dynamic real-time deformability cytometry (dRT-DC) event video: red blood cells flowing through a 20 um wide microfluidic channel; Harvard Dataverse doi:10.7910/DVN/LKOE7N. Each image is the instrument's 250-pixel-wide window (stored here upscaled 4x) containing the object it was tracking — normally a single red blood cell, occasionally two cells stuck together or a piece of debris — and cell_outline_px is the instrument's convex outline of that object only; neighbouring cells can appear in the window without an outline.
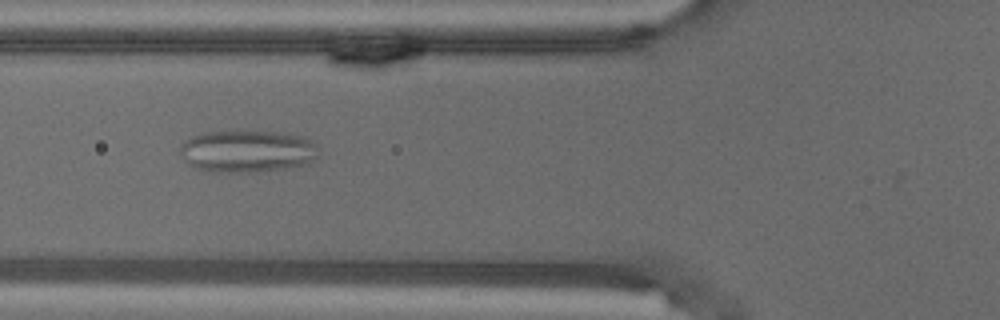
{"species": "common noctule bat (a hibernating species)", "species_latin": "Nyctalus noctula", "temperature_condition": "warm", "stored_images_in_passage": 56, "camera_frame_rate_fps": 3000, "um_per_image_px": 0.085, "animal": {"sex": "male", "body_mass_g": 18.8}, "frame": {"image": 1, "passage_image": 21, "time_ms": 6.667, "image_size_px": [1000, 320], "cell_outline_px": [[320, 156], [304, 164], [284, 168], [256, 172], [204, 172], [196, 168], [184, 160], [180, 156], [180, 144], [192, 136], [204, 132], [244, 128], [284, 132], [308, 136], [316, 144]], "centroid_in_image_um": [21.02, 12.8], "position_along_channel_um": 104.8, "area_um2": 35.55}}
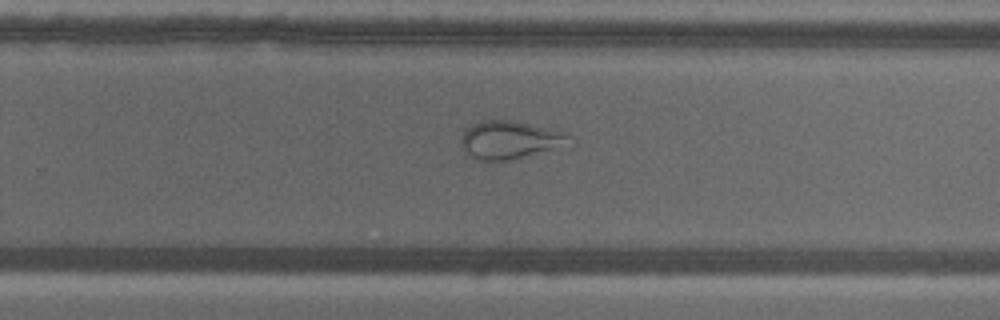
{"frame": {"image": 2, "passage_image": 36, "time_ms": 11.667, "image_size_px": [1000, 320], "cell_outline_px": [[576, 144], [572, 148], [488, 164], [472, 156], [460, 144], [460, 136], [472, 124], [484, 120], [516, 120], [568, 132]], "centroid_in_image_um": [43.53, 11.93], "position_along_channel_um": 286.3, "area_um2": 25.49}}
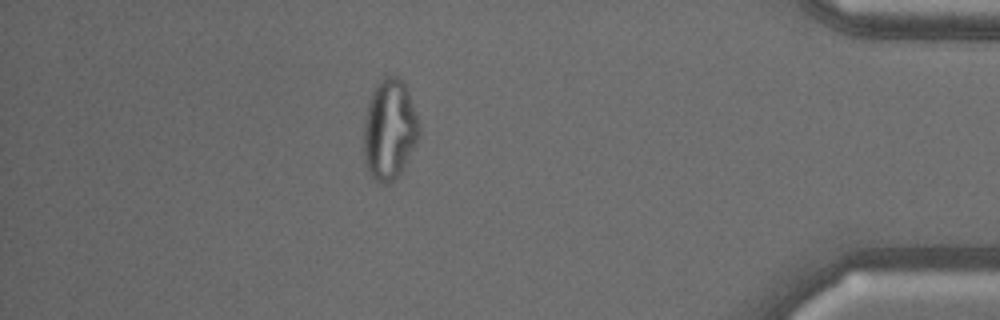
{"frame": {"image": 3, "passage_image": 49, "time_ms": 16.0, "image_size_px": [1000, 320], "cell_outline_px": [[420, 136], [400, 176], [388, 184], [380, 184], [372, 176], [364, 160], [364, 120], [368, 104], [372, 92], [376, 84], [384, 76], [396, 76], [404, 80], [420, 124]], "centroid_in_image_um": [33.13, 11.02], "position_along_channel_um": 402.1, "area_um2": 32.77}}